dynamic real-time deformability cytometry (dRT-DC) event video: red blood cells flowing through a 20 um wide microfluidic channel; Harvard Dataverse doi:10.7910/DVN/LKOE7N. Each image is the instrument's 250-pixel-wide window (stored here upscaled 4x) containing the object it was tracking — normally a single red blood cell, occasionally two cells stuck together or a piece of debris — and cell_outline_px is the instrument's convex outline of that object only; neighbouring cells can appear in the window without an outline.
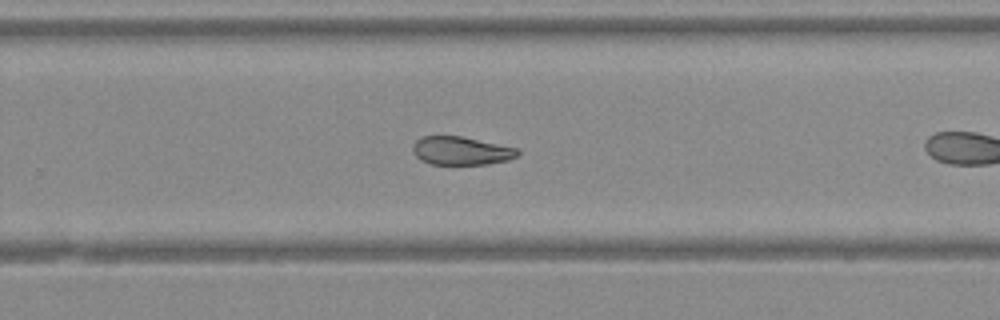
{"species": "Egyptian fruit bat (a non-hibernating species)", "species_latin": "Rousettus aegyptiacus", "temperature_condition": "warm", "stored_images_in_passage": 22, "camera_frame_rate_fps": 3000, "um_per_image_px": 0.085, "animal": {"sex": "female"}, "frame": {"image": 1, "passage_image": 16, "time_ms": 5.0, "image_size_px": [1000, 320], "cell_outline_px": [[520, 152], [516, 156], [508, 160], [488, 164], [432, 164], [420, 160], [416, 156], [412, 148], [412, 144], [420, 136], [460, 136], [516, 148]], "centroid_in_image_um": [39.15, 12.81], "position_along_channel_um": 290.7, "area_um2": 17.17}}